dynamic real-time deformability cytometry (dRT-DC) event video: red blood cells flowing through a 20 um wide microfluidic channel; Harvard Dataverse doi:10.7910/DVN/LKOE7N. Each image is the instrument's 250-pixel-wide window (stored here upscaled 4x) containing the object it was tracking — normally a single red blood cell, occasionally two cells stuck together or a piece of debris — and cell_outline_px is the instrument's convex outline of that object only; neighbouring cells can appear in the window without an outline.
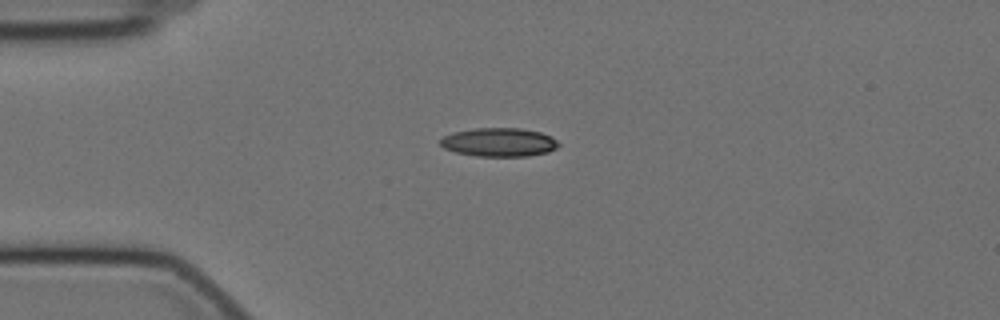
{"species": "Egyptian fruit bat (a non-hibernating species)", "species_latin": "Rousettus aegyptiacus", "temperature_condition": "cold", "stored_images_in_passage": 14, "camera_frame_rate_fps": 3000, "um_per_image_px": 0.085, "animal": {"sex": "female"}, "frame": {"image": 1, "passage_image": 1, "time_ms": 0.0, "image_size_px": [1000, 320], "cell_outline_px": [[560, 144], [556, 148], [548, 152], [528, 156], [476, 156], [456, 152], [444, 148], [440, 144], [440, 140], [444, 136], [452, 132], [476, 128], [520, 128], [540, 132], [552, 136]], "centroid_in_image_um": [42.43, 12.09], "position_along_channel_um": 42.6, "area_um2": 19.77}}
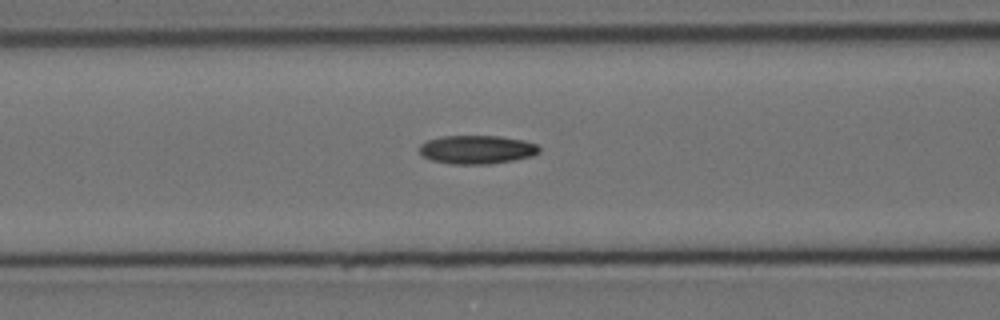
{"frame": {"image": 2, "passage_image": 10, "time_ms": 3.0, "image_size_px": [1000, 320], "cell_outline_px": [[540, 152], [532, 156], [512, 160], [488, 164], [452, 164], [432, 160], [424, 156], [420, 152], [420, 144], [428, 140], [440, 136], [500, 136], [524, 140], [536, 144], [540, 148]], "centroid_in_image_um": [40.55, 12.71], "position_along_channel_um": 126.1, "area_um2": 19.88}}
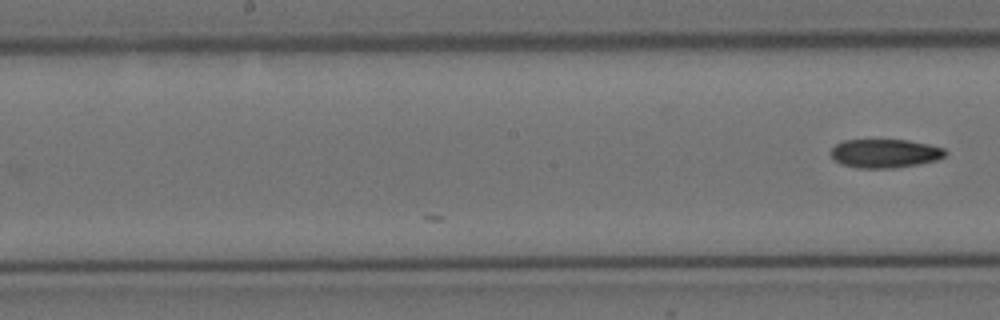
{"frame": {"image": 3, "passage_image": 14, "time_ms": 4.333, "image_size_px": [1000, 320], "cell_outline_px": [[948, 152], [944, 156], [936, 160], [896, 168], [856, 168], [840, 164], [832, 156], [832, 148], [836, 144], [844, 140], [908, 140], [928, 144], [944, 148]], "centroid_in_image_um": [75.22, 13.04], "position_along_channel_um": 173.0, "area_um2": 19.07}}